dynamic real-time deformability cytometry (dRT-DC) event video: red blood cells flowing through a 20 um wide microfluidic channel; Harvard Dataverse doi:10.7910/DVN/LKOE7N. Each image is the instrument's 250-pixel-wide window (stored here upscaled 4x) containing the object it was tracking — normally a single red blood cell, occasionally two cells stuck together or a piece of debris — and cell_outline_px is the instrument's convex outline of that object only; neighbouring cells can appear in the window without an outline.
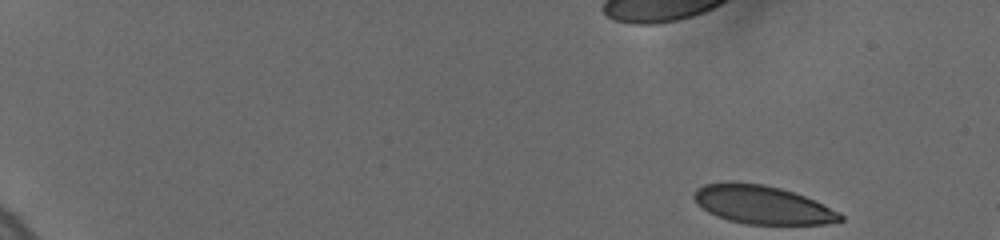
{"species": "human", "species_latin": "Homo sapiens", "temperature_condition": "cold", "stored_images_in_passage": 12, "camera_frame_rate_fps": 3000, "um_per_image_px": 0.085, "donor": {"sex": "female"}, "frame": {"image": 1, "passage_image": 1, "time_ms": 0.0, "image_size_px": [1000, 240], "cell_outline_px": [[844, 220], [824, 224], [744, 224], [728, 220], [708, 212], [692, 196], [696, 188], [704, 184], [732, 180], [764, 184], [780, 188], [804, 196], [840, 212], [844, 216]], "centroid_in_image_um": [64.78, 17.38], "position_along_channel_um": 20.2, "area_um2": 32.77}}